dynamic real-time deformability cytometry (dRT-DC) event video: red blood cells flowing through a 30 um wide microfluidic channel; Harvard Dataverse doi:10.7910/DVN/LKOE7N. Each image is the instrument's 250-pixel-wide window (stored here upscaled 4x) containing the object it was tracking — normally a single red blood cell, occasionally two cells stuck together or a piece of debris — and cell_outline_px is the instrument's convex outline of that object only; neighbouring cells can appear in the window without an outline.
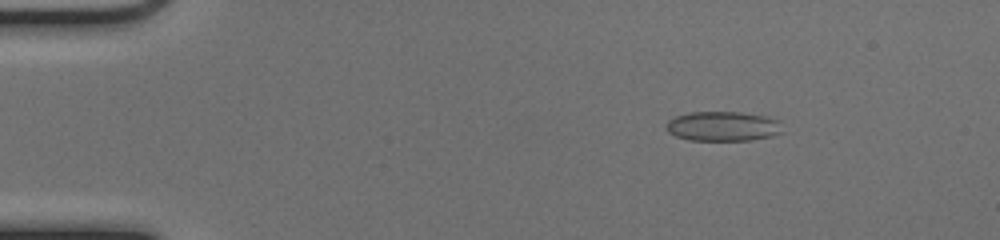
{"species": "common noctule bat (a hibernating species)", "species_latin": "Nyctalus noctula", "temperature_condition": "cold", "stored_images_in_passage": 52, "camera_frame_rate_fps": 3000, "um_per_image_px": 0.085, "animal": {"sex": "female", "body_mass_g": 17.0, "forearm_length_mm": 48.0}, "frame": {"image": 1, "passage_image": 8, "time_ms": 2.333, "image_size_px": [1000, 240], "cell_outline_px": [[784, 132], [772, 136], [752, 140], [688, 140], [676, 136], [668, 132], [664, 128], [668, 120], [676, 116], [688, 112], [740, 112], [764, 116], [780, 120]], "centroid_in_image_um": [61.46, 10.73], "position_along_channel_um": 23.5, "area_um2": 20.35}}
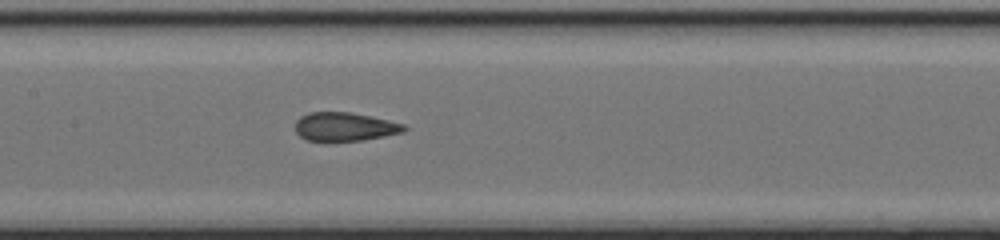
{"frame": {"image": 2, "passage_image": 26, "time_ms": 8.333, "image_size_px": [1000, 240], "cell_outline_px": [[408, 128], [404, 132], [364, 140], [308, 140], [300, 136], [296, 132], [296, 120], [300, 116], [308, 112], [352, 112], [372, 116], [404, 124]], "centroid_in_image_um": [29.32, 10.75], "position_along_channel_um": 178.1, "area_um2": 18.09}}
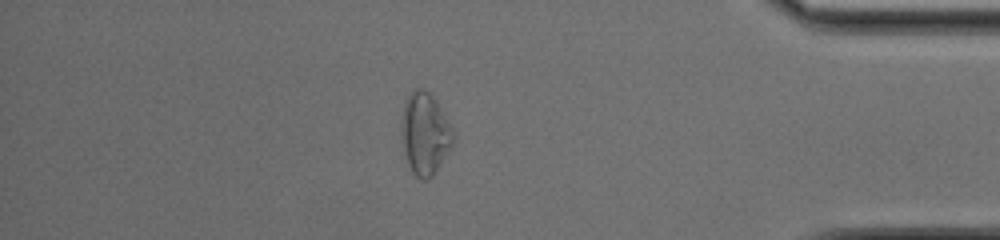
{"frame": {"image": 3, "passage_image": 45, "time_ms": 14.667, "image_size_px": [1000, 240], "cell_outline_px": [[456, 140], [432, 176], [428, 180], [424, 180], [416, 176], [412, 172], [404, 156], [400, 140], [400, 120], [404, 100], [416, 88], [424, 88], [432, 96], [440, 108]], "centroid_in_image_um": [36.05, 11.37], "position_along_channel_um": 399.1, "area_um2": 24.85}, "authors_computed_cell_mechanics": {"area_um2": 19.7387, "velocity_mm_per_s": 4.0225, "shape_relaxation_time_tau1_ms": null, "shape_relaxation_time_tau2_ms": 0.9055, "deformation_change_tau1": null, "deformation_change_tau2": 0.058}}